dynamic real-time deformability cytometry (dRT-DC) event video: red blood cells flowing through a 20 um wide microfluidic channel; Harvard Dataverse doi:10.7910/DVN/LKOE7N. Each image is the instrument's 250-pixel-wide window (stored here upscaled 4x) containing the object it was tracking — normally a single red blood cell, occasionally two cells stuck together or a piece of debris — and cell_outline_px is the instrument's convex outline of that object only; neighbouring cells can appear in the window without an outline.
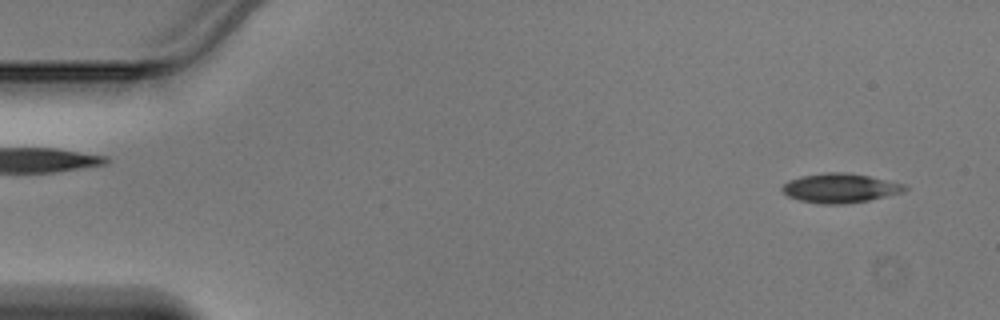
{"species": "Egyptian fruit bat (a non-hibernating species)", "species_latin": "Rousettus aegyptiacus", "temperature_condition": "warm", "stored_images_in_passage": 47, "camera_frame_rate_fps": 3000, "um_per_image_px": 0.085, "animal": {"sex": "male"}, "frame": {"image": 1, "passage_image": 3, "time_ms": 0.667, "image_size_px": [1000, 320], "cell_outline_px": [[908, 188], [904, 192], [868, 200], [844, 204], [820, 204], [800, 200], [788, 196], [780, 188], [788, 180], [800, 176], [824, 172], [844, 172], [868, 176], [904, 184]], "centroid_in_image_um": [71.38, 15.98], "position_along_channel_um": 13.6, "area_um2": 20.87}}
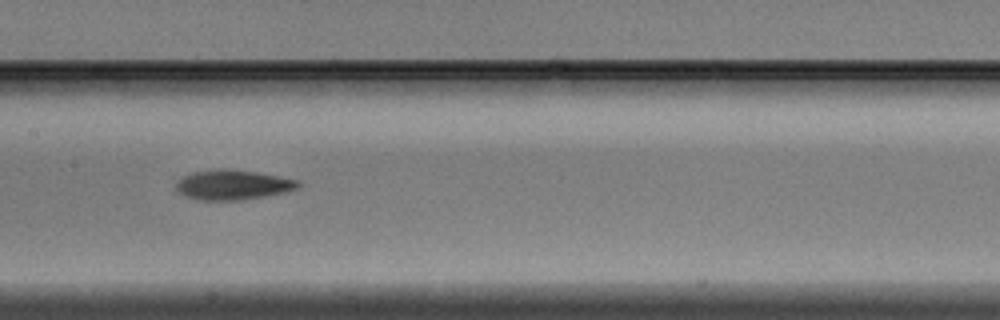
{"frame": {"image": 2, "passage_image": 23, "time_ms": 7.333, "image_size_px": [1000, 320], "cell_outline_px": [[300, 188], [288, 192], [240, 200], [200, 200], [184, 196], [176, 188], [176, 184], [184, 176], [192, 172], [220, 168], [256, 172], [300, 180]], "centroid_in_image_um": [19.83, 15.71], "position_along_channel_um": 187.6, "area_um2": 21.21}}
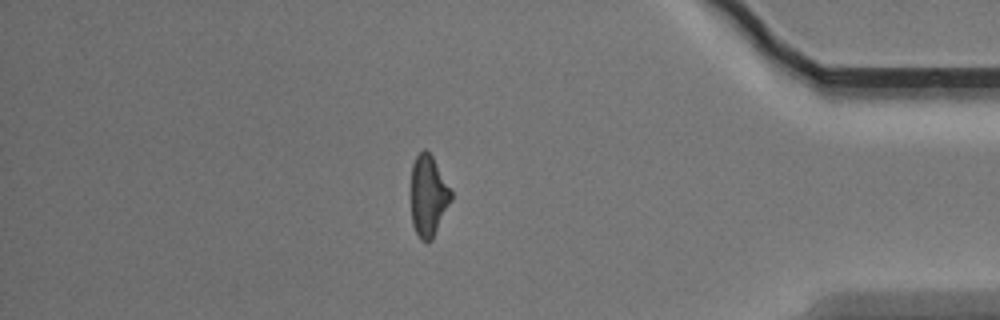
{"frame": {"image": 3, "passage_image": 40, "time_ms": 13.0, "image_size_px": [1000, 320], "cell_outline_px": [[452, 200], [432, 240], [428, 244], [420, 240], [412, 224], [412, 164], [416, 156], [424, 148], [432, 156], [452, 192]], "centroid_in_image_um": [36.41, 16.69], "position_along_channel_um": 398.8, "area_um2": 18.84}}